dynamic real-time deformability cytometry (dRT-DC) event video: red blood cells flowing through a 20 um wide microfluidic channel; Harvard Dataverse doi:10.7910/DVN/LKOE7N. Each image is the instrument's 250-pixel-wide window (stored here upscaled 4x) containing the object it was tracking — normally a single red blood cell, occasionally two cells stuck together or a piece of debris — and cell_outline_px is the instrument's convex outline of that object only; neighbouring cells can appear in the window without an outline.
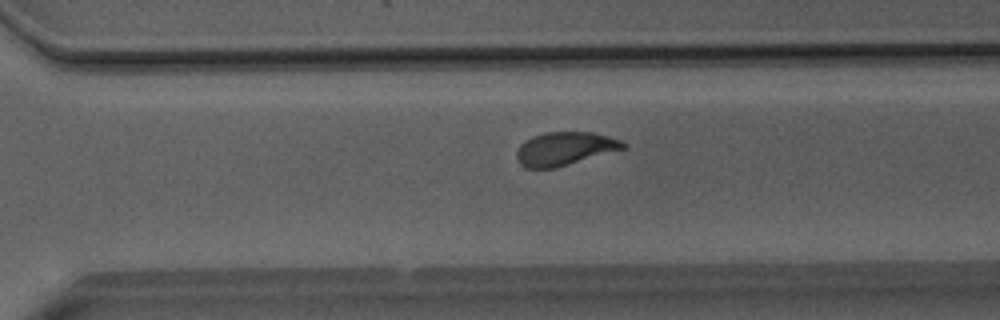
{"species": "Egyptian fruit bat (a non-hibernating species)", "species_latin": "Rousettus aegyptiacus", "temperature_condition": "room temperature", "stored_images_in_passage": 38, "camera_frame_rate_fps": 3000, "um_per_image_px": 0.085, "animal": {"sex": "male"}, "frame": {"image": 1, "passage_image": 23, "time_ms": 7.333, "image_size_px": [1000, 320], "cell_outline_px": [[628, 148], [556, 168], [524, 168], [520, 164], [516, 156], [516, 152], [520, 144], [524, 140], [532, 136], [544, 132], [592, 132], [608, 136], [620, 140], [628, 144]], "centroid_in_image_um": [48.02, 12.64], "position_along_channel_um": 322.6, "area_um2": 21.04}}
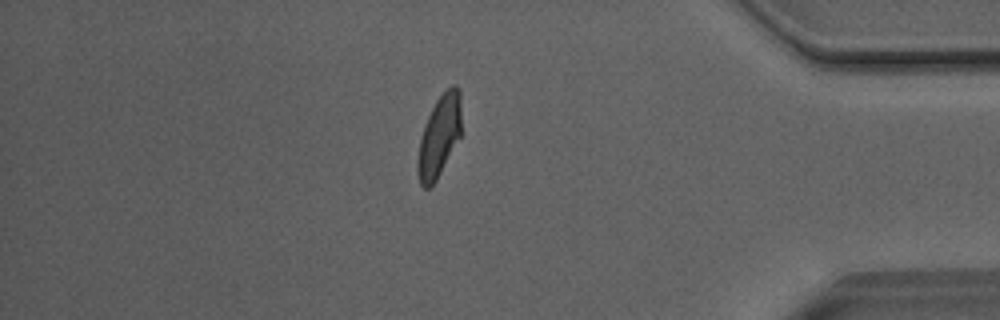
{"frame": {"image": 2, "passage_image": 31, "time_ms": 10.0, "image_size_px": [1000, 320], "cell_outline_px": [[460, 136], [436, 180], [428, 188], [424, 188], [420, 184], [416, 168], [416, 160], [420, 136], [424, 124], [436, 100], [452, 84], [456, 84], [460, 92]], "centroid_in_image_um": [37.3, 11.58], "position_along_channel_um": 397.9, "area_um2": 20.58}}
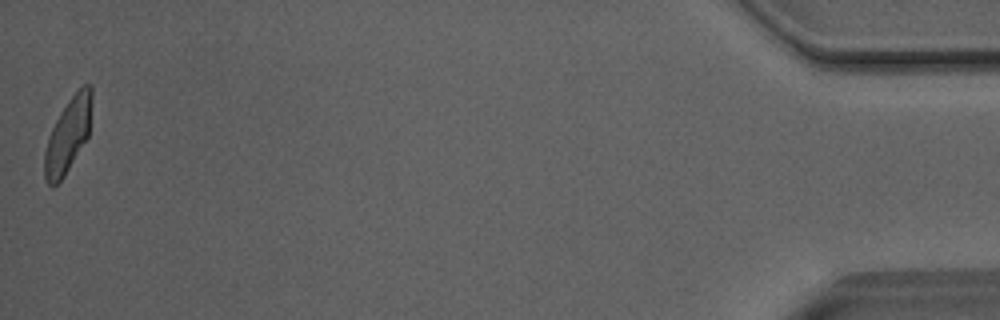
{"frame": {"image": 3, "passage_image": 38, "time_ms": 12.333, "image_size_px": [1000, 320], "cell_outline_px": [[92, 100], [88, 136], [64, 176], [52, 188], [48, 184], [44, 176], [44, 152], [48, 136], [60, 112], [68, 100], [84, 84], [92, 84]], "centroid_in_image_um": [5.77, 11.48], "position_along_channel_um": 429.4, "area_um2": 20.29}, "authors_computed_cell_mechanics": {"area_um2": 21.1259, "velocity_mm_per_s": 4.029, "shape_relaxation_time_tau1_ms": 3.4871, "shape_relaxation_time_tau2_ms": 0.96, "deformation_change_tau1": 0.1483, "deformation_change_tau2": 0.0677}}